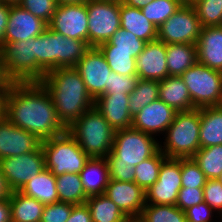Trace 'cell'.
I'll return each instance as SVG.
<instances>
[{
  "instance_id": "cell-13",
  "label": "cell",
  "mask_w": 222,
  "mask_h": 222,
  "mask_svg": "<svg viewBox=\"0 0 222 222\" xmlns=\"http://www.w3.org/2000/svg\"><path fill=\"white\" fill-rule=\"evenodd\" d=\"M181 188V158H166L157 181L145 191L146 204L175 205Z\"/></svg>"
},
{
  "instance_id": "cell-11",
  "label": "cell",
  "mask_w": 222,
  "mask_h": 222,
  "mask_svg": "<svg viewBox=\"0 0 222 222\" xmlns=\"http://www.w3.org/2000/svg\"><path fill=\"white\" fill-rule=\"evenodd\" d=\"M193 5L180 8L157 29V40L165 44H197L202 30Z\"/></svg>"
},
{
  "instance_id": "cell-6",
  "label": "cell",
  "mask_w": 222,
  "mask_h": 222,
  "mask_svg": "<svg viewBox=\"0 0 222 222\" xmlns=\"http://www.w3.org/2000/svg\"><path fill=\"white\" fill-rule=\"evenodd\" d=\"M41 147L45 156V168L55 176L64 173L80 174L90 159L67 130L41 141Z\"/></svg>"
},
{
  "instance_id": "cell-35",
  "label": "cell",
  "mask_w": 222,
  "mask_h": 222,
  "mask_svg": "<svg viewBox=\"0 0 222 222\" xmlns=\"http://www.w3.org/2000/svg\"><path fill=\"white\" fill-rule=\"evenodd\" d=\"M167 157L160 149L152 156L135 166L134 182L144 191L148 190L158 179L162 162Z\"/></svg>"
},
{
  "instance_id": "cell-57",
  "label": "cell",
  "mask_w": 222,
  "mask_h": 222,
  "mask_svg": "<svg viewBox=\"0 0 222 222\" xmlns=\"http://www.w3.org/2000/svg\"><path fill=\"white\" fill-rule=\"evenodd\" d=\"M137 219L134 217L126 216L124 219L120 220L119 222H135Z\"/></svg>"
},
{
  "instance_id": "cell-27",
  "label": "cell",
  "mask_w": 222,
  "mask_h": 222,
  "mask_svg": "<svg viewBox=\"0 0 222 222\" xmlns=\"http://www.w3.org/2000/svg\"><path fill=\"white\" fill-rule=\"evenodd\" d=\"M80 177L88 197L104 194L109 182V172L105 158H90L80 172Z\"/></svg>"
},
{
  "instance_id": "cell-33",
  "label": "cell",
  "mask_w": 222,
  "mask_h": 222,
  "mask_svg": "<svg viewBox=\"0 0 222 222\" xmlns=\"http://www.w3.org/2000/svg\"><path fill=\"white\" fill-rule=\"evenodd\" d=\"M145 41L137 38L133 33L119 28L106 42L97 46L100 51L134 52V58L143 51Z\"/></svg>"
},
{
  "instance_id": "cell-40",
  "label": "cell",
  "mask_w": 222,
  "mask_h": 222,
  "mask_svg": "<svg viewBox=\"0 0 222 222\" xmlns=\"http://www.w3.org/2000/svg\"><path fill=\"white\" fill-rule=\"evenodd\" d=\"M207 178L192 158H181V185L189 188H203Z\"/></svg>"
},
{
  "instance_id": "cell-22",
  "label": "cell",
  "mask_w": 222,
  "mask_h": 222,
  "mask_svg": "<svg viewBox=\"0 0 222 222\" xmlns=\"http://www.w3.org/2000/svg\"><path fill=\"white\" fill-rule=\"evenodd\" d=\"M198 62L222 72V30L218 27H203L197 41Z\"/></svg>"
},
{
  "instance_id": "cell-59",
  "label": "cell",
  "mask_w": 222,
  "mask_h": 222,
  "mask_svg": "<svg viewBox=\"0 0 222 222\" xmlns=\"http://www.w3.org/2000/svg\"><path fill=\"white\" fill-rule=\"evenodd\" d=\"M98 1H115V2H120L122 0H98Z\"/></svg>"
},
{
  "instance_id": "cell-16",
  "label": "cell",
  "mask_w": 222,
  "mask_h": 222,
  "mask_svg": "<svg viewBox=\"0 0 222 222\" xmlns=\"http://www.w3.org/2000/svg\"><path fill=\"white\" fill-rule=\"evenodd\" d=\"M104 194L111 199L125 216L139 219L146 205V193L135 182L109 179Z\"/></svg>"
},
{
  "instance_id": "cell-37",
  "label": "cell",
  "mask_w": 222,
  "mask_h": 222,
  "mask_svg": "<svg viewBox=\"0 0 222 222\" xmlns=\"http://www.w3.org/2000/svg\"><path fill=\"white\" fill-rule=\"evenodd\" d=\"M181 4L176 0H153L144 6L141 11L144 16L151 21L156 28L170 18Z\"/></svg>"
},
{
  "instance_id": "cell-43",
  "label": "cell",
  "mask_w": 222,
  "mask_h": 222,
  "mask_svg": "<svg viewBox=\"0 0 222 222\" xmlns=\"http://www.w3.org/2000/svg\"><path fill=\"white\" fill-rule=\"evenodd\" d=\"M203 196L204 201L218 212L222 219V183L220 180L207 179L203 187Z\"/></svg>"
},
{
  "instance_id": "cell-62",
  "label": "cell",
  "mask_w": 222,
  "mask_h": 222,
  "mask_svg": "<svg viewBox=\"0 0 222 222\" xmlns=\"http://www.w3.org/2000/svg\"><path fill=\"white\" fill-rule=\"evenodd\" d=\"M219 180H220V182L222 183V174H221V176H220Z\"/></svg>"
},
{
  "instance_id": "cell-1",
  "label": "cell",
  "mask_w": 222,
  "mask_h": 222,
  "mask_svg": "<svg viewBox=\"0 0 222 222\" xmlns=\"http://www.w3.org/2000/svg\"><path fill=\"white\" fill-rule=\"evenodd\" d=\"M4 116L40 141L67 130L58 118L50 92L41 82L11 83L5 95Z\"/></svg>"
},
{
  "instance_id": "cell-49",
  "label": "cell",
  "mask_w": 222,
  "mask_h": 222,
  "mask_svg": "<svg viewBox=\"0 0 222 222\" xmlns=\"http://www.w3.org/2000/svg\"><path fill=\"white\" fill-rule=\"evenodd\" d=\"M11 5L0 2V47L3 45Z\"/></svg>"
},
{
  "instance_id": "cell-55",
  "label": "cell",
  "mask_w": 222,
  "mask_h": 222,
  "mask_svg": "<svg viewBox=\"0 0 222 222\" xmlns=\"http://www.w3.org/2000/svg\"><path fill=\"white\" fill-rule=\"evenodd\" d=\"M58 5L86 3L88 0H56Z\"/></svg>"
},
{
  "instance_id": "cell-30",
  "label": "cell",
  "mask_w": 222,
  "mask_h": 222,
  "mask_svg": "<svg viewBox=\"0 0 222 222\" xmlns=\"http://www.w3.org/2000/svg\"><path fill=\"white\" fill-rule=\"evenodd\" d=\"M56 178V188L59 202L70 203L73 205L84 204L88 199L86 195L80 174L64 173Z\"/></svg>"
},
{
  "instance_id": "cell-17",
  "label": "cell",
  "mask_w": 222,
  "mask_h": 222,
  "mask_svg": "<svg viewBox=\"0 0 222 222\" xmlns=\"http://www.w3.org/2000/svg\"><path fill=\"white\" fill-rule=\"evenodd\" d=\"M176 113L165 102L157 99L133 116L132 128L156 137L157 134L166 133Z\"/></svg>"
},
{
  "instance_id": "cell-36",
  "label": "cell",
  "mask_w": 222,
  "mask_h": 222,
  "mask_svg": "<svg viewBox=\"0 0 222 222\" xmlns=\"http://www.w3.org/2000/svg\"><path fill=\"white\" fill-rule=\"evenodd\" d=\"M141 222H187L185 213L176 205L146 204Z\"/></svg>"
},
{
  "instance_id": "cell-29",
  "label": "cell",
  "mask_w": 222,
  "mask_h": 222,
  "mask_svg": "<svg viewBox=\"0 0 222 222\" xmlns=\"http://www.w3.org/2000/svg\"><path fill=\"white\" fill-rule=\"evenodd\" d=\"M12 222H40L44 204L19 191L10 194Z\"/></svg>"
},
{
  "instance_id": "cell-45",
  "label": "cell",
  "mask_w": 222,
  "mask_h": 222,
  "mask_svg": "<svg viewBox=\"0 0 222 222\" xmlns=\"http://www.w3.org/2000/svg\"><path fill=\"white\" fill-rule=\"evenodd\" d=\"M109 179H114L122 182H134L135 179V167L131 164L119 163V159H105Z\"/></svg>"
},
{
  "instance_id": "cell-44",
  "label": "cell",
  "mask_w": 222,
  "mask_h": 222,
  "mask_svg": "<svg viewBox=\"0 0 222 222\" xmlns=\"http://www.w3.org/2000/svg\"><path fill=\"white\" fill-rule=\"evenodd\" d=\"M73 206L65 202L47 204L44 206L40 222H66Z\"/></svg>"
},
{
  "instance_id": "cell-41",
  "label": "cell",
  "mask_w": 222,
  "mask_h": 222,
  "mask_svg": "<svg viewBox=\"0 0 222 222\" xmlns=\"http://www.w3.org/2000/svg\"><path fill=\"white\" fill-rule=\"evenodd\" d=\"M18 5L47 24L51 22L58 6L56 0H21Z\"/></svg>"
},
{
  "instance_id": "cell-58",
  "label": "cell",
  "mask_w": 222,
  "mask_h": 222,
  "mask_svg": "<svg viewBox=\"0 0 222 222\" xmlns=\"http://www.w3.org/2000/svg\"><path fill=\"white\" fill-rule=\"evenodd\" d=\"M178 1L181 5H190V0H176Z\"/></svg>"
},
{
  "instance_id": "cell-8",
  "label": "cell",
  "mask_w": 222,
  "mask_h": 222,
  "mask_svg": "<svg viewBox=\"0 0 222 222\" xmlns=\"http://www.w3.org/2000/svg\"><path fill=\"white\" fill-rule=\"evenodd\" d=\"M0 58L5 74L12 83L38 82L34 38L3 43Z\"/></svg>"
},
{
  "instance_id": "cell-3",
  "label": "cell",
  "mask_w": 222,
  "mask_h": 222,
  "mask_svg": "<svg viewBox=\"0 0 222 222\" xmlns=\"http://www.w3.org/2000/svg\"><path fill=\"white\" fill-rule=\"evenodd\" d=\"M35 57L38 62V82L45 74L61 67H75L91 46L82 40L63 36L49 26L34 38Z\"/></svg>"
},
{
  "instance_id": "cell-31",
  "label": "cell",
  "mask_w": 222,
  "mask_h": 222,
  "mask_svg": "<svg viewBox=\"0 0 222 222\" xmlns=\"http://www.w3.org/2000/svg\"><path fill=\"white\" fill-rule=\"evenodd\" d=\"M85 203L90 210L92 222H119L126 217L105 194L89 196Z\"/></svg>"
},
{
  "instance_id": "cell-52",
  "label": "cell",
  "mask_w": 222,
  "mask_h": 222,
  "mask_svg": "<svg viewBox=\"0 0 222 222\" xmlns=\"http://www.w3.org/2000/svg\"><path fill=\"white\" fill-rule=\"evenodd\" d=\"M11 190L8 188L5 177L0 169V199L9 198Z\"/></svg>"
},
{
  "instance_id": "cell-23",
  "label": "cell",
  "mask_w": 222,
  "mask_h": 222,
  "mask_svg": "<svg viewBox=\"0 0 222 222\" xmlns=\"http://www.w3.org/2000/svg\"><path fill=\"white\" fill-rule=\"evenodd\" d=\"M159 99L177 112L195 108L189 90L180 76H168L159 81Z\"/></svg>"
},
{
  "instance_id": "cell-19",
  "label": "cell",
  "mask_w": 222,
  "mask_h": 222,
  "mask_svg": "<svg viewBox=\"0 0 222 222\" xmlns=\"http://www.w3.org/2000/svg\"><path fill=\"white\" fill-rule=\"evenodd\" d=\"M40 145L35 135L15 126L5 116L0 120V159L35 151Z\"/></svg>"
},
{
  "instance_id": "cell-54",
  "label": "cell",
  "mask_w": 222,
  "mask_h": 222,
  "mask_svg": "<svg viewBox=\"0 0 222 222\" xmlns=\"http://www.w3.org/2000/svg\"><path fill=\"white\" fill-rule=\"evenodd\" d=\"M5 95L6 93H0V120L4 117Z\"/></svg>"
},
{
  "instance_id": "cell-61",
  "label": "cell",
  "mask_w": 222,
  "mask_h": 222,
  "mask_svg": "<svg viewBox=\"0 0 222 222\" xmlns=\"http://www.w3.org/2000/svg\"><path fill=\"white\" fill-rule=\"evenodd\" d=\"M218 27L222 30V22L220 23V25Z\"/></svg>"
},
{
  "instance_id": "cell-9",
  "label": "cell",
  "mask_w": 222,
  "mask_h": 222,
  "mask_svg": "<svg viewBox=\"0 0 222 222\" xmlns=\"http://www.w3.org/2000/svg\"><path fill=\"white\" fill-rule=\"evenodd\" d=\"M159 143L154 136L134 128L116 130L111 153L105 159H119V163L135 167L152 157L160 149Z\"/></svg>"
},
{
  "instance_id": "cell-14",
  "label": "cell",
  "mask_w": 222,
  "mask_h": 222,
  "mask_svg": "<svg viewBox=\"0 0 222 222\" xmlns=\"http://www.w3.org/2000/svg\"><path fill=\"white\" fill-rule=\"evenodd\" d=\"M75 68L94 100L108 90L109 74L112 70L97 47H91Z\"/></svg>"
},
{
  "instance_id": "cell-42",
  "label": "cell",
  "mask_w": 222,
  "mask_h": 222,
  "mask_svg": "<svg viewBox=\"0 0 222 222\" xmlns=\"http://www.w3.org/2000/svg\"><path fill=\"white\" fill-rule=\"evenodd\" d=\"M137 75L109 74L108 90L104 94H130L137 85Z\"/></svg>"
},
{
  "instance_id": "cell-5",
  "label": "cell",
  "mask_w": 222,
  "mask_h": 222,
  "mask_svg": "<svg viewBox=\"0 0 222 222\" xmlns=\"http://www.w3.org/2000/svg\"><path fill=\"white\" fill-rule=\"evenodd\" d=\"M199 130L200 108L177 112L160 151L167 158H191L200 149Z\"/></svg>"
},
{
  "instance_id": "cell-46",
  "label": "cell",
  "mask_w": 222,
  "mask_h": 222,
  "mask_svg": "<svg viewBox=\"0 0 222 222\" xmlns=\"http://www.w3.org/2000/svg\"><path fill=\"white\" fill-rule=\"evenodd\" d=\"M204 201L203 188L182 187L178 193L176 206L182 211Z\"/></svg>"
},
{
  "instance_id": "cell-47",
  "label": "cell",
  "mask_w": 222,
  "mask_h": 222,
  "mask_svg": "<svg viewBox=\"0 0 222 222\" xmlns=\"http://www.w3.org/2000/svg\"><path fill=\"white\" fill-rule=\"evenodd\" d=\"M215 212L205 201L184 211L187 222H212Z\"/></svg>"
},
{
  "instance_id": "cell-24",
  "label": "cell",
  "mask_w": 222,
  "mask_h": 222,
  "mask_svg": "<svg viewBox=\"0 0 222 222\" xmlns=\"http://www.w3.org/2000/svg\"><path fill=\"white\" fill-rule=\"evenodd\" d=\"M121 28L133 33L143 41L157 40V28L149 21L141 9L129 7L120 1Z\"/></svg>"
},
{
  "instance_id": "cell-38",
  "label": "cell",
  "mask_w": 222,
  "mask_h": 222,
  "mask_svg": "<svg viewBox=\"0 0 222 222\" xmlns=\"http://www.w3.org/2000/svg\"><path fill=\"white\" fill-rule=\"evenodd\" d=\"M192 5L202 27H215L222 22V0H197Z\"/></svg>"
},
{
  "instance_id": "cell-39",
  "label": "cell",
  "mask_w": 222,
  "mask_h": 222,
  "mask_svg": "<svg viewBox=\"0 0 222 222\" xmlns=\"http://www.w3.org/2000/svg\"><path fill=\"white\" fill-rule=\"evenodd\" d=\"M110 69L120 75H137L134 52L101 51Z\"/></svg>"
},
{
  "instance_id": "cell-10",
  "label": "cell",
  "mask_w": 222,
  "mask_h": 222,
  "mask_svg": "<svg viewBox=\"0 0 222 222\" xmlns=\"http://www.w3.org/2000/svg\"><path fill=\"white\" fill-rule=\"evenodd\" d=\"M88 44L97 47L121 27L120 2L88 0Z\"/></svg>"
},
{
  "instance_id": "cell-21",
  "label": "cell",
  "mask_w": 222,
  "mask_h": 222,
  "mask_svg": "<svg viewBox=\"0 0 222 222\" xmlns=\"http://www.w3.org/2000/svg\"><path fill=\"white\" fill-rule=\"evenodd\" d=\"M128 105L129 94H102L94 100V106L115 131L132 128Z\"/></svg>"
},
{
  "instance_id": "cell-7",
  "label": "cell",
  "mask_w": 222,
  "mask_h": 222,
  "mask_svg": "<svg viewBox=\"0 0 222 222\" xmlns=\"http://www.w3.org/2000/svg\"><path fill=\"white\" fill-rule=\"evenodd\" d=\"M180 77L195 108L222 106V72L197 61Z\"/></svg>"
},
{
  "instance_id": "cell-50",
  "label": "cell",
  "mask_w": 222,
  "mask_h": 222,
  "mask_svg": "<svg viewBox=\"0 0 222 222\" xmlns=\"http://www.w3.org/2000/svg\"><path fill=\"white\" fill-rule=\"evenodd\" d=\"M0 222H12L10 197L0 199Z\"/></svg>"
},
{
  "instance_id": "cell-2",
  "label": "cell",
  "mask_w": 222,
  "mask_h": 222,
  "mask_svg": "<svg viewBox=\"0 0 222 222\" xmlns=\"http://www.w3.org/2000/svg\"><path fill=\"white\" fill-rule=\"evenodd\" d=\"M41 83L50 92L58 118L67 129L94 106V99L75 67L51 70L45 74Z\"/></svg>"
},
{
  "instance_id": "cell-51",
  "label": "cell",
  "mask_w": 222,
  "mask_h": 222,
  "mask_svg": "<svg viewBox=\"0 0 222 222\" xmlns=\"http://www.w3.org/2000/svg\"><path fill=\"white\" fill-rule=\"evenodd\" d=\"M11 83L12 82L8 79L5 74V70L0 58V93H7Z\"/></svg>"
},
{
  "instance_id": "cell-53",
  "label": "cell",
  "mask_w": 222,
  "mask_h": 222,
  "mask_svg": "<svg viewBox=\"0 0 222 222\" xmlns=\"http://www.w3.org/2000/svg\"><path fill=\"white\" fill-rule=\"evenodd\" d=\"M153 0H122L121 2L129 7L142 9L147 4L151 3Z\"/></svg>"
},
{
  "instance_id": "cell-32",
  "label": "cell",
  "mask_w": 222,
  "mask_h": 222,
  "mask_svg": "<svg viewBox=\"0 0 222 222\" xmlns=\"http://www.w3.org/2000/svg\"><path fill=\"white\" fill-rule=\"evenodd\" d=\"M207 179H219L222 174V144L200 148L191 157Z\"/></svg>"
},
{
  "instance_id": "cell-25",
  "label": "cell",
  "mask_w": 222,
  "mask_h": 222,
  "mask_svg": "<svg viewBox=\"0 0 222 222\" xmlns=\"http://www.w3.org/2000/svg\"><path fill=\"white\" fill-rule=\"evenodd\" d=\"M44 205L59 202L55 175L47 168L32 177L19 191Z\"/></svg>"
},
{
  "instance_id": "cell-4",
  "label": "cell",
  "mask_w": 222,
  "mask_h": 222,
  "mask_svg": "<svg viewBox=\"0 0 222 222\" xmlns=\"http://www.w3.org/2000/svg\"><path fill=\"white\" fill-rule=\"evenodd\" d=\"M67 131L90 158H105L111 153L115 130L95 106L85 111Z\"/></svg>"
},
{
  "instance_id": "cell-28",
  "label": "cell",
  "mask_w": 222,
  "mask_h": 222,
  "mask_svg": "<svg viewBox=\"0 0 222 222\" xmlns=\"http://www.w3.org/2000/svg\"><path fill=\"white\" fill-rule=\"evenodd\" d=\"M166 54L169 76H181L198 61L194 44H166Z\"/></svg>"
},
{
  "instance_id": "cell-12",
  "label": "cell",
  "mask_w": 222,
  "mask_h": 222,
  "mask_svg": "<svg viewBox=\"0 0 222 222\" xmlns=\"http://www.w3.org/2000/svg\"><path fill=\"white\" fill-rule=\"evenodd\" d=\"M0 169L11 192L20 191L32 177L45 169L41 145L35 151L0 159Z\"/></svg>"
},
{
  "instance_id": "cell-60",
  "label": "cell",
  "mask_w": 222,
  "mask_h": 222,
  "mask_svg": "<svg viewBox=\"0 0 222 222\" xmlns=\"http://www.w3.org/2000/svg\"><path fill=\"white\" fill-rule=\"evenodd\" d=\"M197 0H190V5H192L194 2H196Z\"/></svg>"
},
{
  "instance_id": "cell-26",
  "label": "cell",
  "mask_w": 222,
  "mask_h": 222,
  "mask_svg": "<svg viewBox=\"0 0 222 222\" xmlns=\"http://www.w3.org/2000/svg\"><path fill=\"white\" fill-rule=\"evenodd\" d=\"M200 148L222 144V106L200 108Z\"/></svg>"
},
{
  "instance_id": "cell-34",
  "label": "cell",
  "mask_w": 222,
  "mask_h": 222,
  "mask_svg": "<svg viewBox=\"0 0 222 222\" xmlns=\"http://www.w3.org/2000/svg\"><path fill=\"white\" fill-rule=\"evenodd\" d=\"M159 99V81L138 79L136 88L129 94V112L132 117L146 105Z\"/></svg>"
},
{
  "instance_id": "cell-20",
  "label": "cell",
  "mask_w": 222,
  "mask_h": 222,
  "mask_svg": "<svg viewBox=\"0 0 222 222\" xmlns=\"http://www.w3.org/2000/svg\"><path fill=\"white\" fill-rule=\"evenodd\" d=\"M166 44L159 40L145 43L136 58L137 77L143 80L162 81L168 77Z\"/></svg>"
},
{
  "instance_id": "cell-48",
  "label": "cell",
  "mask_w": 222,
  "mask_h": 222,
  "mask_svg": "<svg viewBox=\"0 0 222 222\" xmlns=\"http://www.w3.org/2000/svg\"><path fill=\"white\" fill-rule=\"evenodd\" d=\"M66 222H92L91 213L87 204L74 205Z\"/></svg>"
},
{
  "instance_id": "cell-18",
  "label": "cell",
  "mask_w": 222,
  "mask_h": 222,
  "mask_svg": "<svg viewBox=\"0 0 222 222\" xmlns=\"http://www.w3.org/2000/svg\"><path fill=\"white\" fill-rule=\"evenodd\" d=\"M48 24L24 10L19 5H11L3 43L29 40L43 34Z\"/></svg>"
},
{
  "instance_id": "cell-15",
  "label": "cell",
  "mask_w": 222,
  "mask_h": 222,
  "mask_svg": "<svg viewBox=\"0 0 222 222\" xmlns=\"http://www.w3.org/2000/svg\"><path fill=\"white\" fill-rule=\"evenodd\" d=\"M48 26L65 37L88 43L86 3L58 5Z\"/></svg>"
},
{
  "instance_id": "cell-56",
  "label": "cell",
  "mask_w": 222,
  "mask_h": 222,
  "mask_svg": "<svg viewBox=\"0 0 222 222\" xmlns=\"http://www.w3.org/2000/svg\"><path fill=\"white\" fill-rule=\"evenodd\" d=\"M21 0H0V2L9 4V5H18Z\"/></svg>"
}]
</instances>
